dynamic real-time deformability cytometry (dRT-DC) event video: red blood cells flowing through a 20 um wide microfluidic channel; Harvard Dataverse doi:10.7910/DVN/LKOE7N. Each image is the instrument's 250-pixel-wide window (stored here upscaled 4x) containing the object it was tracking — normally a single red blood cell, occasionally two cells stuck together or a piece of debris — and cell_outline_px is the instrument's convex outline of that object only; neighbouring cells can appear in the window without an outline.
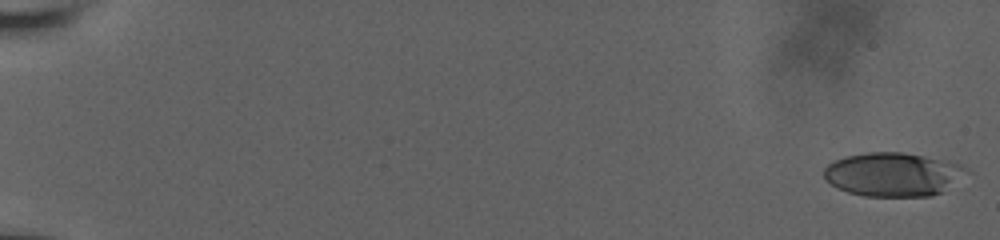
{"species": "human", "species_latin": "Homo sapiens", "temperature_condition": "room temperature", "stored_images_in_passage": 66, "camera_frame_rate_fps": 3000, "um_per_image_px": 0.085, "donor": {"sex": "male"}, "frame": {"image": 1, "passage_image": 1, "time_ms": 0.0, "image_size_px": [1000, 240], "cell_outline_px": [[972, 172], [940, 192], [932, 196], [864, 196], [848, 192], [836, 188], [824, 176], [824, 168], [828, 164], [844, 156], [868, 152], [900, 152], [924, 156], [960, 164], [968, 168]], "centroid_in_image_um": [75.93, 14.82], "position_along_channel_um": 9.1, "area_um2": 36.3}}
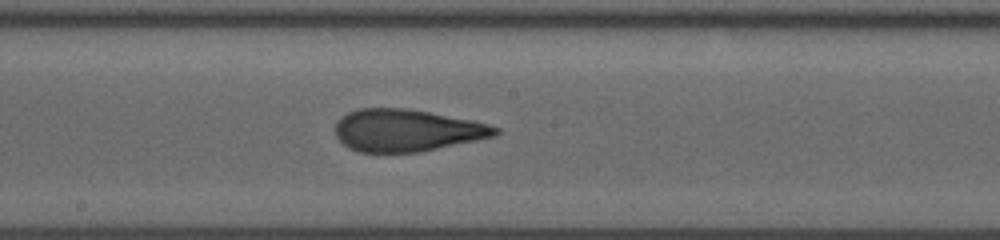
{"frame": {"image": 2, "passage_image": 40, "time_ms": 11.0, "image_size_px": [1000, 240], "cell_outline_px": [[500, 132], [496, 136], [420, 152], [360, 152], [348, 148], [336, 136], [336, 120], [340, 116], [348, 112], [360, 108], [408, 108], [472, 120], [488, 124], [500, 128]], "centroid_in_image_um": [34.57, 11.08], "position_along_channel_um": 213.6, "area_um2": 39.42}}
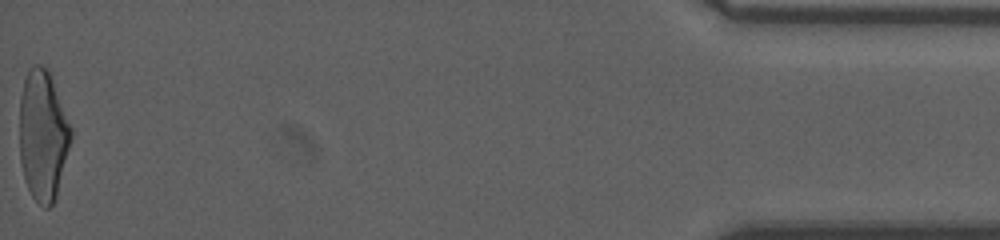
{"frame": {"image": 3, "passage_image": 66, "time_ms": 19.0, "image_size_px": [1000, 240], "cell_outline_px": [[72, 136], [56, 196], [52, 204], [48, 208], [44, 208], [32, 196], [24, 180], [20, 160], [20, 96], [24, 80], [28, 68], [32, 64], [40, 64], [48, 68], [72, 128]], "centroid_in_image_um": [3.64, 11.47], "position_along_channel_um": 431.6, "area_um2": 39.13}, "authors_computed_cell_mechanics": {"area_um2": 38.7549, "velocity_mm_per_s": 3.8067, "shape_relaxation_time_tau1_ms": 8.2081, "shape_relaxation_time_tau2_ms": 1.065, "deformation_change_tau1": 0.2678, "deformation_change_tau2": 0.0947}}